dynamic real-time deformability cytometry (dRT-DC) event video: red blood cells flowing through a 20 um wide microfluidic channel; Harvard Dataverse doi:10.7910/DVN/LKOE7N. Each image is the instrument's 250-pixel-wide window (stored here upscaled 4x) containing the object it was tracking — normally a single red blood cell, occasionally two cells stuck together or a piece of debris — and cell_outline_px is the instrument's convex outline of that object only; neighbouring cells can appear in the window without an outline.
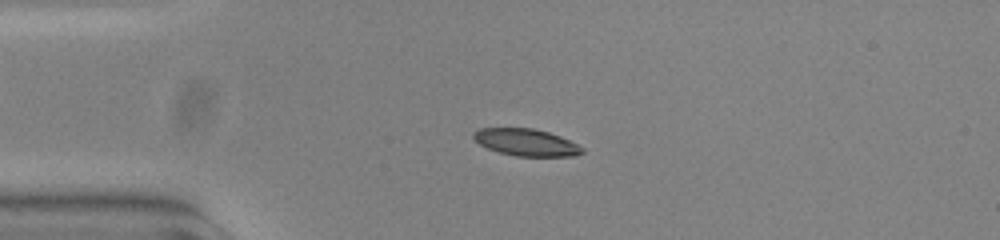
{"species": "common noctule bat (a hibernating species)", "species_latin": "Nyctalus noctula", "temperature_condition": "warm", "stored_images_in_passage": 53, "camera_frame_rate_fps": 3000, "um_per_image_px": 0.085, "animal": {"sex": "female", "body_mass_g": 23.0, "forearm_length_mm": 53.4}, "frame": {"image": 1, "passage_image": 13, "time_ms": 4.0, "image_size_px": [1000, 240], "cell_outline_px": [[576, 152], [552, 156], [532, 156], [508, 152], [496, 148], [496, 128], [520, 128], [540, 132], [556, 136], [564, 140]], "centroid_in_image_um": [45.11, 12.14], "position_along_channel_um": 39.9, "area_um2": 11.85}}
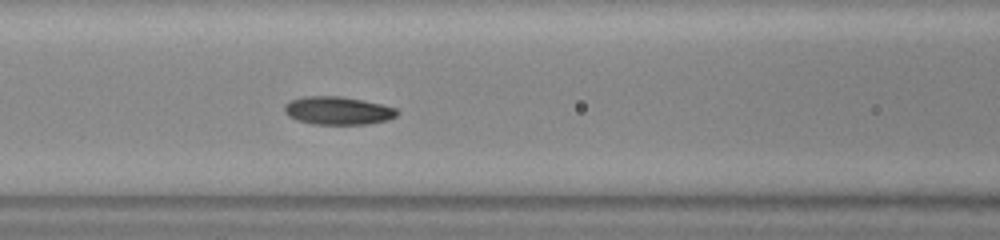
{"frame": {"image": 2, "passage_image": 23, "time_ms": 7.333, "image_size_px": [1000, 240], "cell_outline_px": [[392, 112], [388, 116], [372, 120], [316, 120], [300, 116], [292, 112], [288, 108], [292, 104], [304, 100], [352, 100], [388, 108]], "centroid_in_image_um": [28.79, 9.37], "position_along_channel_um": 137.8, "area_um2": 12.08}}
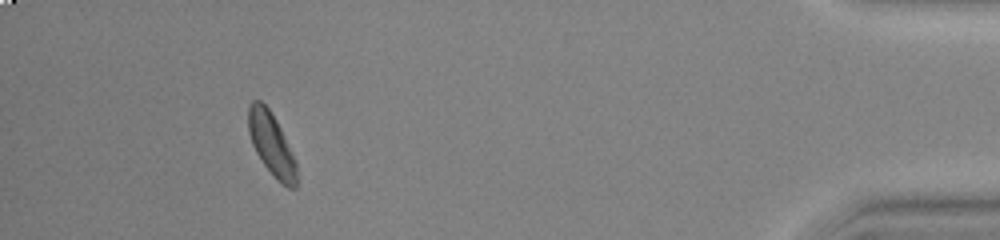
{"frame": {"image": 3, "passage_image": 50, "time_ms": 16.333, "image_size_px": [1000, 240], "cell_outline_px": [[292, 164], [276, 176], [272, 172], [260, 156], [256, 148], [252, 136], [252, 112], [260, 104], [264, 104], [272, 116], [276, 124]], "centroid_in_image_um": [22.88, 11.96], "position_along_channel_um": 412.3, "area_um2": 11.68}}